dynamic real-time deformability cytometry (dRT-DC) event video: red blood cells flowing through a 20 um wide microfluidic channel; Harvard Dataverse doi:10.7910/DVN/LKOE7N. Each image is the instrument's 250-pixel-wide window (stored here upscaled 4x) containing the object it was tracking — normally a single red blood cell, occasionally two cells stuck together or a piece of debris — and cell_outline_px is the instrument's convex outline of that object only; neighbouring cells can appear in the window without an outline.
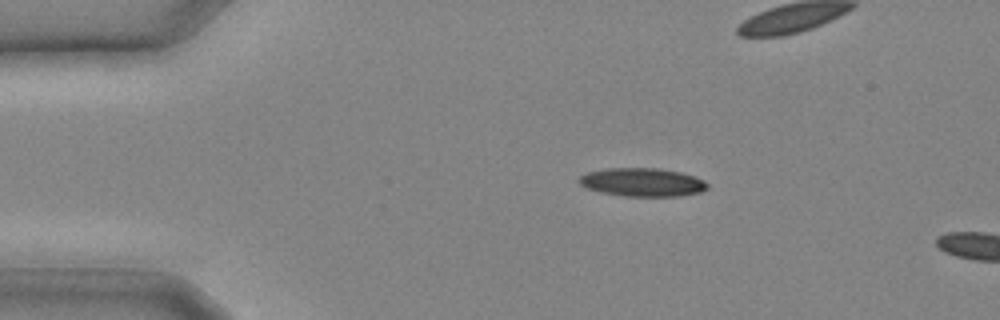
{"species": "common noctule bat (a hibernating species)", "species_latin": "Nyctalus noctula", "temperature_condition": "cold", "stored_images_in_passage": 3, "camera_frame_rate_fps": 3000, "um_per_image_px": 0.085, "animal": {"sex": "male", "body_mass_g": 20.4}, "frame": {"image": 1, "passage_image": 1, "time_ms": 0.0, "image_size_px": [1000, 320], "cell_outline_px": [[708, 188], [700, 192], [680, 196], [624, 196], [600, 192], [588, 188], [580, 184], [576, 180], [580, 176], [588, 172], [604, 168], [660, 168], [680, 172], [696, 176], [704, 180], [708, 184]], "centroid_in_image_um": [54.61, 15.48], "position_along_channel_um": 30.4, "area_um2": 21.39}}